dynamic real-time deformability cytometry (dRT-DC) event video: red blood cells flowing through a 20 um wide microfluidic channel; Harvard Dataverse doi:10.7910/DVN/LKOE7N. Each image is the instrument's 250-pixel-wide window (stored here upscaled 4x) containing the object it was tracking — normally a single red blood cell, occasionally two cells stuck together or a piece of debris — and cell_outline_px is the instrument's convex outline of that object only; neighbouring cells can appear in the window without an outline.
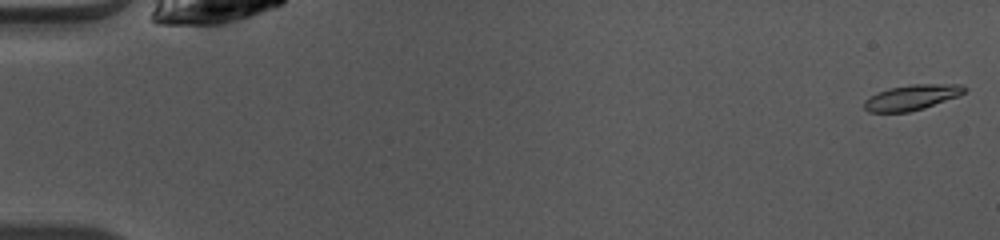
{"species": "common noctule bat (a hibernating species)", "species_latin": "Nyctalus noctula", "temperature_condition": "warm", "stored_images_in_passage": 10, "camera_frame_rate_fps": 3000, "um_per_image_px": 0.085, "animal": {"sex": "female", "body_mass_g": 10.0, "forearm_length_mm": 53.1}, "frame": {"image": 1, "passage_image": 1, "time_ms": 0.0, "image_size_px": [1000, 240], "cell_outline_px": [[968, 88], [960, 96], [924, 108], [908, 112], [868, 112], [864, 108], [864, 100], [888, 88], [912, 84], [960, 84]], "centroid_in_image_um": [77.54, 8.28], "position_along_channel_um": 7.5, "area_um2": 14.8}}